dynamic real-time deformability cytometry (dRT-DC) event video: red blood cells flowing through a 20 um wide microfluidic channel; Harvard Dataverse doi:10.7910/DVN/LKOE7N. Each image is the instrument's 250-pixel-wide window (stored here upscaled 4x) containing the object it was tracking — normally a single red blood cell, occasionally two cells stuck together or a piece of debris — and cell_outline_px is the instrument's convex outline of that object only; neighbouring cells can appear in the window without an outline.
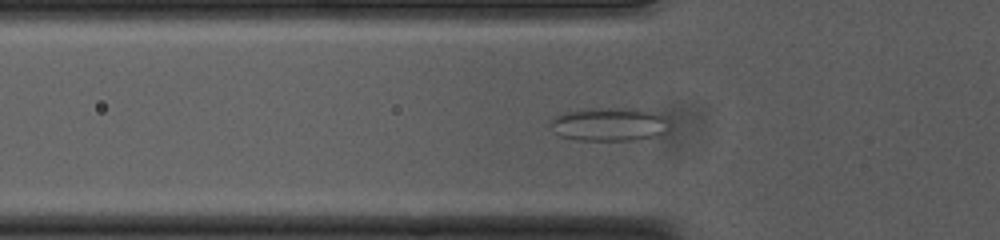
{"species": "common noctule bat (a hibernating species)", "species_latin": "Nyctalus noctula", "temperature_condition": "cold", "stored_images_in_passage": 19, "camera_frame_rate_fps": 3000, "um_per_image_px": 0.085, "animal": {"sex": "female", "body_mass_g": 23.0, "forearm_length_mm": 53.4}, "frame": {"image": 1, "passage_image": 11, "time_ms": 3.333, "image_size_px": [1000, 240], "cell_outline_px": [[668, 132], [656, 136], [632, 140], [580, 140], [560, 136], [552, 132], [548, 124], [556, 116], [564, 112], [592, 108], [644, 108], [660, 116], [664, 120]], "centroid_in_image_um": [51.72, 10.56], "position_along_channel_um": 74.1, "area_um2": 23.18}}
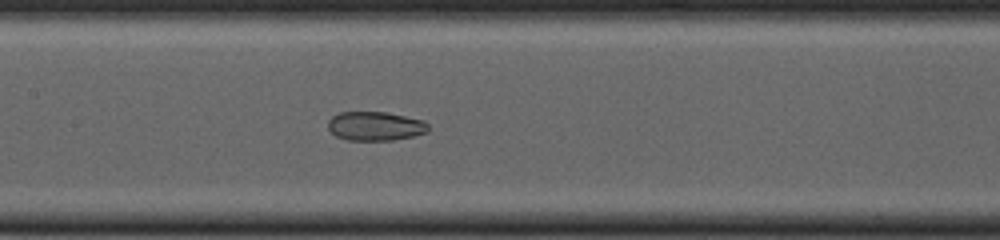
{"frame": {"image": 2, "passage_image": 19, "time_ms": 6.0, "image_size_px": [1000, 240], "cell_outline_px": [[428, 132], [412, 136], [392, 140], [348, 140], [336, 136], [328, 128], [328, 120], [332, 116], [340, 112], [384, 112], [424, 120], [428, 124]], "centroid_in_image_um": [31.89, 10.72], "position_along_channel_um": 175.5, "area_um2": 16.88}}